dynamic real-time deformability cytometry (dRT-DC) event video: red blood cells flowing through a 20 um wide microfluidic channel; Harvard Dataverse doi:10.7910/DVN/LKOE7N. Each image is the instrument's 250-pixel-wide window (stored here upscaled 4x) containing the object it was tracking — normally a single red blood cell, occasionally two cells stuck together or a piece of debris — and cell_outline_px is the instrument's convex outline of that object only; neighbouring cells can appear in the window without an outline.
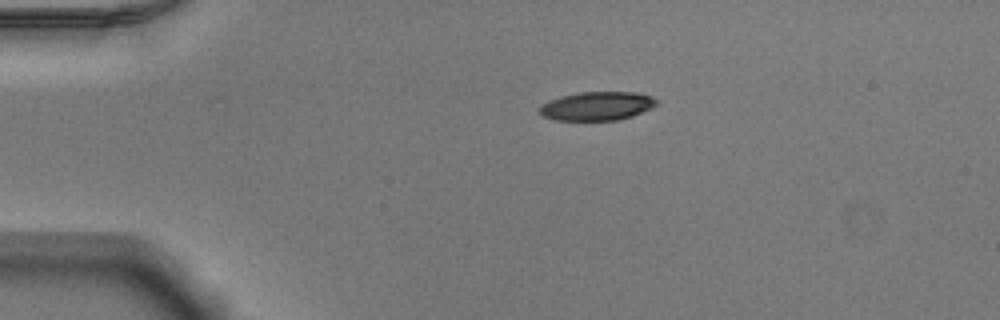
{"species": "Egyptian fruit bat (a non-hibernating species)", "species_latin": "Rousettus aegyptiacus", "temperature_condition": "warm", "stored_images_in_passage": 42, "camera_frame_rate_fps": 3000, "um_per_image_px": 0.085, "animal": {"sex": "male"}, "frame": {"image": 1, "passage_image": 1, "time_ms": 0.0, "image_size_px": [1000, 320], "cell_outline_px": [[660, 104], [652, 108], [632, 116], [616, 120], [556, 120], [544, 116], [540, 112], [540, 104], [548, 100], [560, 96], [580, 92], [636, 92], [652, 96]], "centroid_in_image_um": [50.77, 9.0], "position_along_channel_um": 34.2, "area_um2": 19.65}}
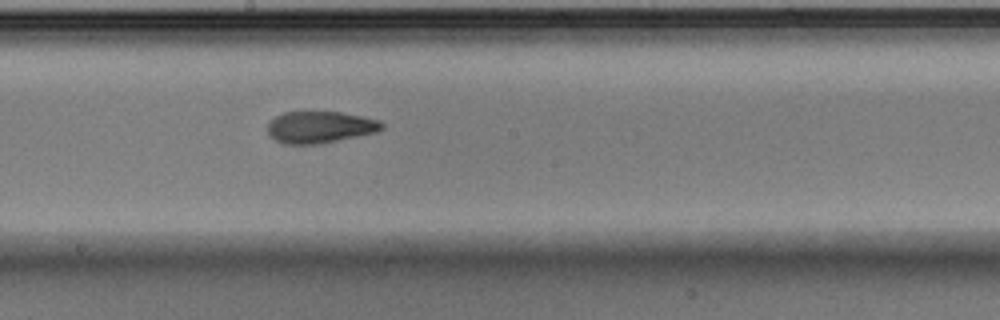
{"frame": {"image": 2, "passage_image": 19, "time_ms": 6.0, "image_size_px": [1000, 320], "cell_outline_px": [[384, 128], [376, 132], [320, 144], [284, 144], [268, 136], [268, 124], [276, 116], [284, 112], [340, 112], [380, 120], [384, 124]], "centroid_in_image_um": [27.19, 10.81], "position_along_channel_um": 221.0, "area_um2": 21.1}}
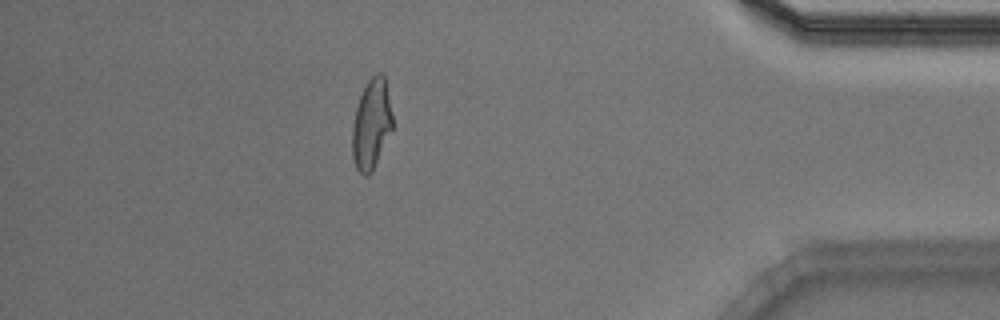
{"frame": {"image": 3, "passage_image": 36, "time_ms": 11.667, "image_size_px": [1000, 320], "cell_outline_px": [[392, 128], [372, 172], [368, 176], [364, 176], [356, 168], [352, 156], [352, 124], [356, 108], [360, 96], [368, 80], [376, 72], [380, 72], [384, 76], [392, 116]], "centroid_in_image_um": [31.55, 10.57], "position_along_channel_um": 403.7, "area_um2": 20.87}, "authors_computed_cell_mechanics": {"area_um2": 21.1259, "velocity_mm_per_s": 3.9023, "shape_relaxation_time_tau1_ms": null, "shape_relaxation_time_tau2_ms": 2.5108, "deformation_change_tau1": null, "deformation_change_tau2": 0.0999}}